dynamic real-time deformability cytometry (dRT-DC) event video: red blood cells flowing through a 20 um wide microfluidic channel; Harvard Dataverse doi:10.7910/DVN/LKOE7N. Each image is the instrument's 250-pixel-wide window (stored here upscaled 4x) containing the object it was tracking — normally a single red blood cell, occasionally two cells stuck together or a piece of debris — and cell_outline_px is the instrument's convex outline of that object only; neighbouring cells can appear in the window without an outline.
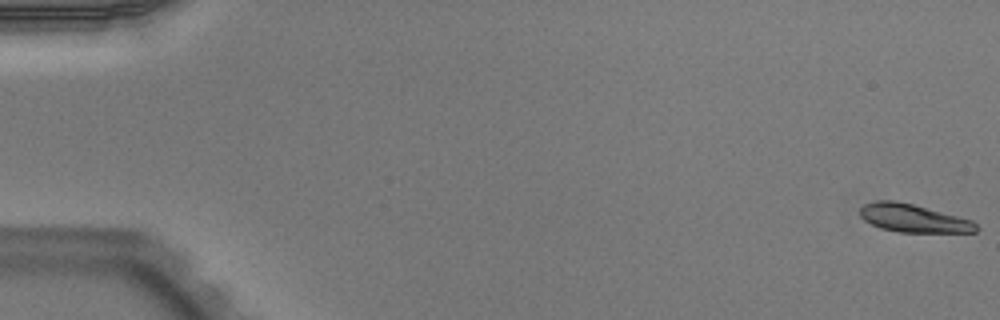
{"species": "Egyptian fruit bat (a non-hibernating species)", "species_latin": "Rousettus aegyptiacus", "temperature_condition": "warm", "stored_images_in_passage": 52, "camera_frame_rate_fps": 3000, "um_per_image_px": 0.085, "animal": {"sex": "male"}, "frame": {"image": 1, "passage_image": 1, "time_ms": 0.0, "image_size_px": [1000, 320], "cell_outline_px": [[980, 228], [976, 232], [900, 232], [880, 228], [864, 220], [860, 216], [860, 208], [864, 204], [876, 200], [896, 200], [912, 204], [972, 220]], "centroid_in_image_um": [77.62, 18.55], "position_along_channel_um": 7.4, "area_um2": 18.9}}
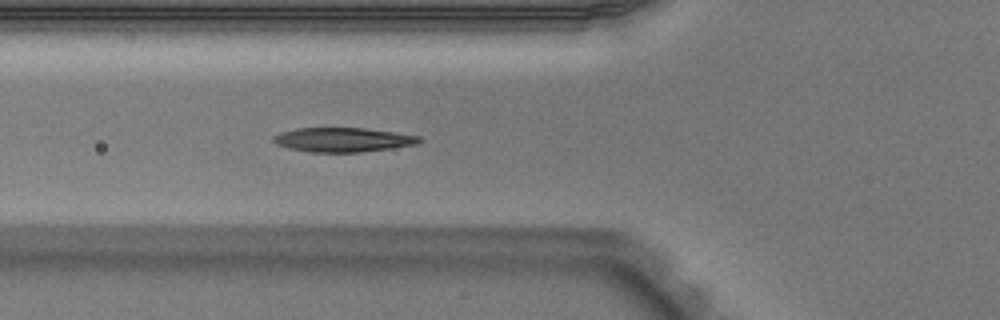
{"frame": {"image": 2, "passage_image": 20, "time_ms": 6.333, "image_size_px": [1000, 320], "cell_outline_px": [[424, 140], [416, 144], [360, 152], [312, 152], [288, 148], [276, 144], [272, 140], [272, 136], [280, 132], [296, 128], [364, 128], [420, 136]], "centroid_in_image_um": [29.1, 11.87], "position_along_channel_um": 96.7, "area_um2": 20.52}}
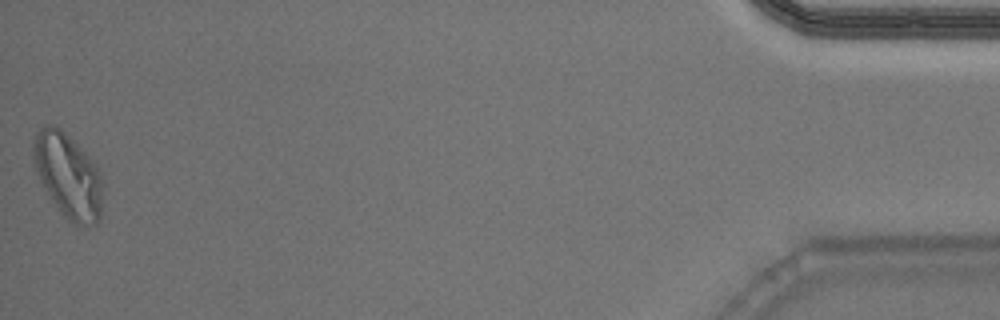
{"frame": {"image": 3, "passage_image": 52, "time_ms": 17.0, "image_size_px": [1000, 320], "cell_outline_px": [[100, 216], [96, 224], [76, 224], [68, 220], [60, 212], [36, 172], [32, 160], [32, 140], [36, 132], [40, 128], [48, 124], [60, 128], [96, 164], [100, 176]], "centroid_in_image_um": [5.73, 14.89], "position_along_channel_um": 429.5, "area_um2": 33.35}, "authors_computed_cell_mechanics": {"area_um2": 20.8658, "velocity_mm_per_s": 3.9563, "shape_relaxation_time_tau1_ms": 3.6826, "shape_relaxation_time_tau2_ms": 3.2924, "deformation_change_tau1": 0.1541, "deformation_change_tau2": 0.0874}}